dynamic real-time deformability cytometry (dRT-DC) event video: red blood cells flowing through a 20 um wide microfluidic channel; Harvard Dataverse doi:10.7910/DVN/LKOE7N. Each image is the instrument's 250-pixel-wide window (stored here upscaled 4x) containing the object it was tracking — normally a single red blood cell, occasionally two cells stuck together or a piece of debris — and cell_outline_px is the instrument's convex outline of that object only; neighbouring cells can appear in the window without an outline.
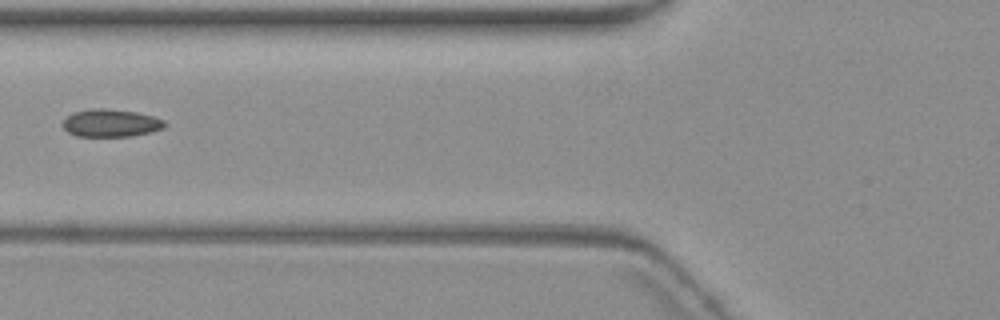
{"species": "common noctule bat (a hibernating species)", "species_latin": "Nyctalus noctula", "temperature_condition": "warm", "stored_images_in_passage": 6, "camera_frame_rate_fps": 3000, "um_per_image_px": 0.085, "animal": {"sex": "female", "body_mass_g": 19.3, "forearm_length_mm": 54.1}, "frame": {"image": 1, "passage_image": 6, "time_ms": 6.0, "image_size_px": [1000, 320], "cell_outline_px": [[168, 124], [164, 128], [152, 132], [132, 136], [76, 136], [68, 132], [64, 128], [64, 120], [72, 112], [88, 108], [104, 108], [136, 112], [152, 116], [164, 120]], "centroid_in_image_um": [9.44, 10.45], "position_along_channel_um": 116.4, "area_um2": 16.53}}